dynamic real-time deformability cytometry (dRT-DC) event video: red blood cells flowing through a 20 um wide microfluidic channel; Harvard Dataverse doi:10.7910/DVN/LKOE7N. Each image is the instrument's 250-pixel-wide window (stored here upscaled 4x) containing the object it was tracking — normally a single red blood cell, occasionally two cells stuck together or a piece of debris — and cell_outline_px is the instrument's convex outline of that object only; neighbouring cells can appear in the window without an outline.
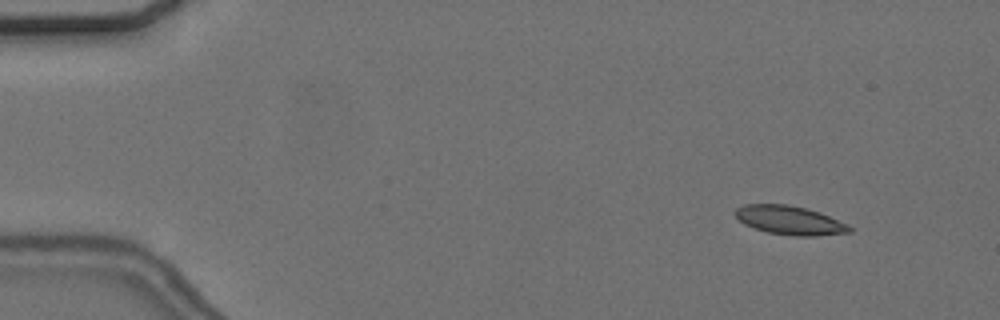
{"species": "common noctule bat (a hibernating species)", "species_latin": "Nyctalus noctula", "temperature_condition": "cold", "stored_images_in_passage": 57, "camera_frame_rate_fps": 3000, "um_per_image_px": 0.085, "animal": {"sex": "female", "body_mass_g": 24.6, "forearm_length_mm": 56.2}, "frame": {"image": 1, "passage_image": 6, "time_ms": 1.667, "image_size_px": [1000, 320], "cell_outline_px": [[852, 232], [816, 236], [796, 236], [768, 232], [744, 224], [736, 216], [736, 208], [744, 204], [788, 204], [820, 212], [848, 224], [852, 228]], "centroid_in_image_um": [67.16, 18.72], "position_along_channel_um": 17.8, "area_um2": 19.07}}
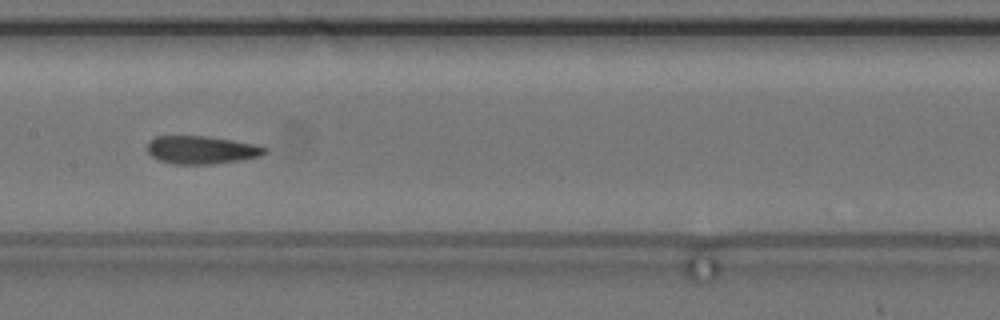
{"frame": {"image": 2, "passage_image": 29, "time_ms": 9.333, "image_size_px": [1000, 320], "cell_outline_px": [[268, 152], [260, 156], [240, 160], [212, 164], [172, 164], [156, 160], [148, 152], [148, 140], [156, 136], [208, 136], [256, 144], [268, 148]], "centroid_in_image_um": [17.12, 12.74], "position_along_channel_um": 190.3, "area_um2": 19.36}}
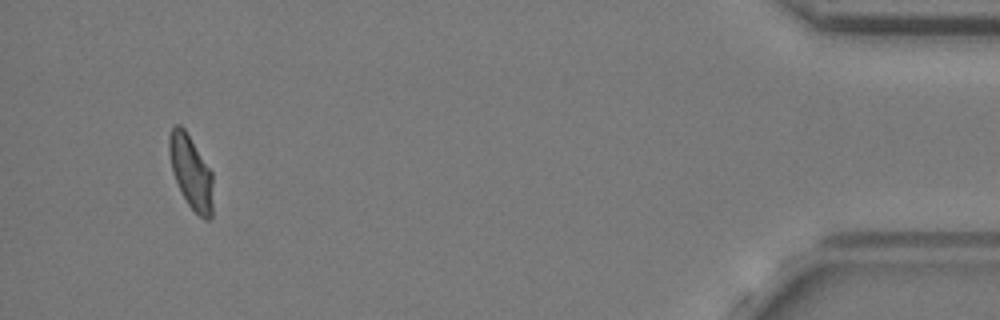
{"frame": {"image": 3, "passage_image": 54, "time_ms": 17.667, "image_size_px": [1000, 320], "cell_outline_px": [[212, 216], [208, 220], [204, 220], [188, 204], [172, 172], [168, 152], [168, 136], [172, 128], [176, 124], [180, 124], [184, 128], [212, 172]], "centroid_in_image_um": [16.22, 14.6], "position_along_channel_um": 419.0, "area_um2": 18.55}, "authors_computed_cell_mechanics": {"area_um2": 19.363, "velocity_mm_per_s": 3.634, "shape_relaxation_time_tau1_ms": null, "shape_relaxation_time_tau2_ms": 2.4752, "deformation_change_tau1": null, "deformation_change_tau2": 0.0816}}